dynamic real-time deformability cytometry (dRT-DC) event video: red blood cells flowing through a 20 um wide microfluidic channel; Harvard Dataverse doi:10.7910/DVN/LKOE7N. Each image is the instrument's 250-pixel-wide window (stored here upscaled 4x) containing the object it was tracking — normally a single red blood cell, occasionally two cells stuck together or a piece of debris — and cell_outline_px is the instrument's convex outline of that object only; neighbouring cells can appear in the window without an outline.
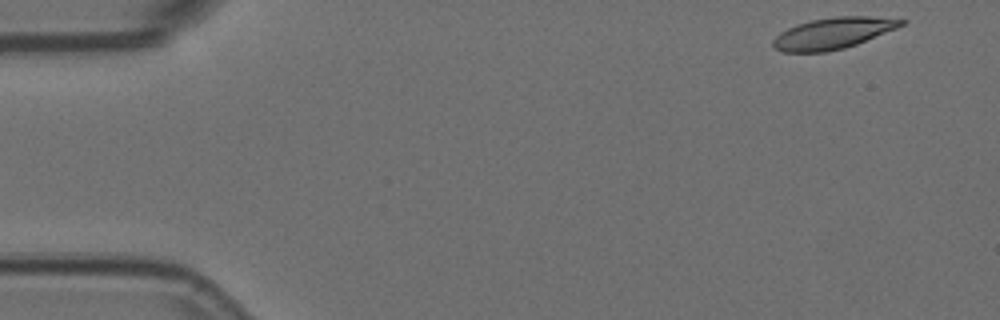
{"species": "Egyptian fruit bat (a non-hibernating species)", "species_latin": "Rousettus aegyptiacus", "temperature_condition": "room temperature", "stored_images_in_passage": 5, "camera_frame_rate_fps": 3000, "um_per_image_px": 0.085, "animal": {"sex": "female"}, "frame": {"image": 1, "passage_image": 1, "time_ms": 0.0, "image_size_px": [1000, 320], "cell_outline_px": [[908, 20], [904, 24], [896, 28], [856, 44], [844, 48], [828, 52], [780, 52], [772, 44], [772, 40], [780, 32], [796, 24], [812, 20], [836, 16], [868, 16]], "centroid_in_image_um": [70.77, 2.83], "position_along_channel_um": 14.2, "area_um2": 23.24}}